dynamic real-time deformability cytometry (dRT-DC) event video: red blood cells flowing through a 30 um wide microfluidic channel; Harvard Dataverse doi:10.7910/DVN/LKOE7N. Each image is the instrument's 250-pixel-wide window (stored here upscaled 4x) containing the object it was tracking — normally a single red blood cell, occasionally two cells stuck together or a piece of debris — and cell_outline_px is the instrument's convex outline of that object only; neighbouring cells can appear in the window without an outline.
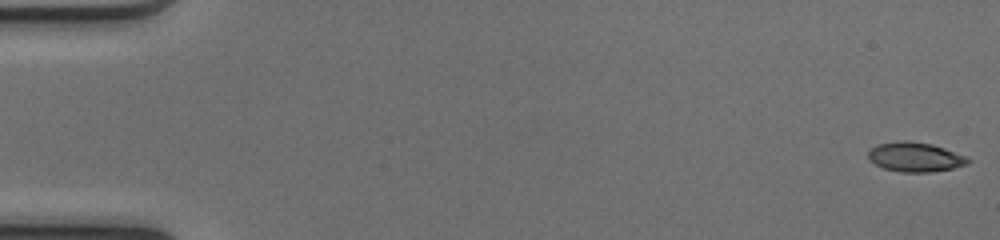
{"species": "common noctule bat (a hibernating species)", "species_latin": "Nyctalus noctula", "temperature_condition": "cold", "stored_images_in_passage": 51, "camera_frame_rate_fps": 3000, "um_per_image_px": 0.085, "animal": {"sex": "female", "body_mass_g": 17.0, "forearm_length_mm": 48.0}, "frame": {"image": 1, "passage_image": 1, "time_ms": 0.0, "image_size_px": [1000, 240], "cell_outline_px": [[972, 160], [968, 164], [952, 168], [928, 172], [900, 172], [884, 168], [868, 160], [868, 152], [876, 144], [904, 140], [908, 140], [932, 144], [968, 156]], "centroid_in_image_um": [77.8, 13.34], "position_along_channel_um": 7.2, "area_um2": 17.22}}
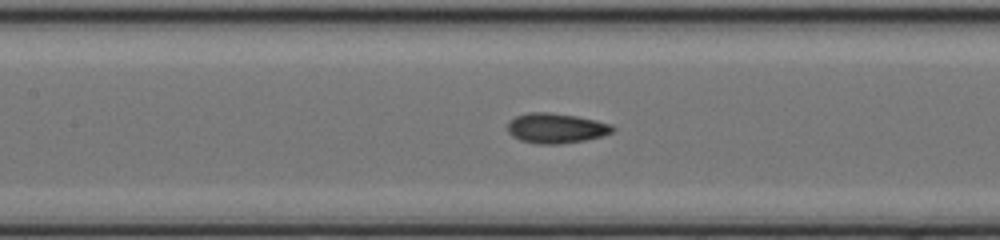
{"frame": {"image": 2, "passage_image": 24, "time_ms": 7.667, "image_size_px": [1000, 240], "cell_outline_px": [[616, 128], [612, 132], [604, 136], [584, 140], [560, 144], [536, 144], [520, 140], [512, 136], [508, 132], [508, 124], [516, 116], [528, 112], [548, 112], [576, 116], [596, 120], [612, 124]], "centroid_in_image_um": [47.29, 10.9], "position_along_channel_um": 160.1, "area_um2": 18.44}}
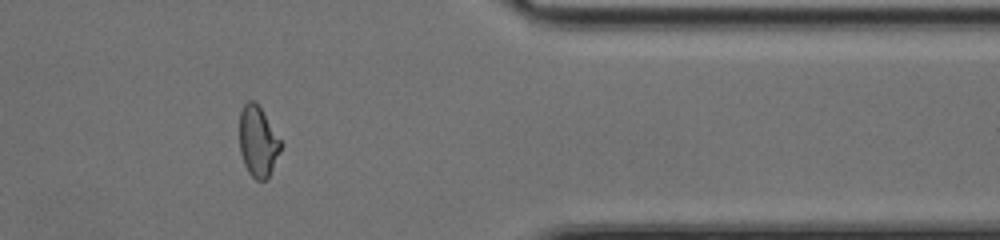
{"frame": {"image": 3, "passage_image": 42, "time_ms": 13.667, "image_size_px": [1000, 240], "cell_outline_px": [[280, 148], [272, 168], [268, 176], [264, 180], [256, 180], [248, 172], [244, 164], [240, 152], [240, 112], [244, 104], [248, 100], [252, 100], [260, 108], [280, 140]], "centroid_in_image_um": [21.88, 12.03], "position_along_channel_um": 389.5, "area_um2": 16.36}, "authors_computed_cell_mechanics": {"area_um2": 17.4556, "velocity_mm_per_s": 4.143, "shape_relaxation_time_tau1_ms": 3.6497, "shape_relaxation_time_tau2_ms": 1.6769, "deformation_change_tau1": 0.1561, "deformation_change_tau2": 0.0787}}